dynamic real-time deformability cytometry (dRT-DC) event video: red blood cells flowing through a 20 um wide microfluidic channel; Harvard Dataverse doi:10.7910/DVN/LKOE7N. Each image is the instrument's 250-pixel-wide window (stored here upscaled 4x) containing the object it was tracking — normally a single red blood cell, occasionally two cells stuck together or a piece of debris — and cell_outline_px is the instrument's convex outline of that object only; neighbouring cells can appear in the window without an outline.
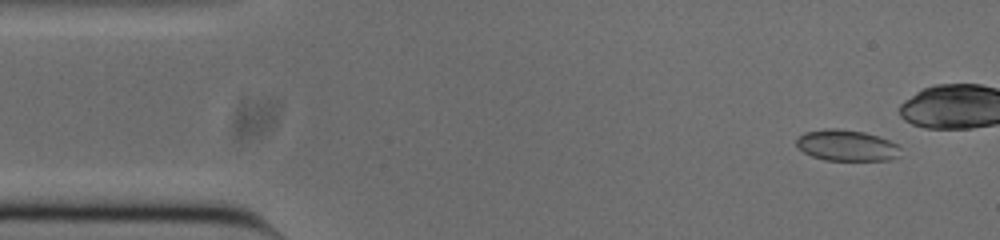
{"species": "common noctule bat (a hibernating species)", "species_latin": "Nyctalus noctula", "temperature_condition": "cold", "stored_images_in_passage": 41, "camera_frame_rate_fps": 3000, "um_per_image_px": 0.085, "animal": {"sex": "male", "body_mass_g": 20.0, "forearm_length_mm": 53.3}, "frame": {"image": 1, "passage_image": 4, "time_ms": 1.0, "image_size_px": [1000, 240], "cell_outline_px": [[900, 156], [892, 160], [824, 160], [812, 156], [796, 148], [796, 140], [804, 132], [824, 128], [836, 128], [864, 132], [880, 136], [896, 144], [900, 148]], "centroid_in_image_um": [71.96, 12.36], "position_along_channel_um": 13.0, "area_um2": 19.07}}
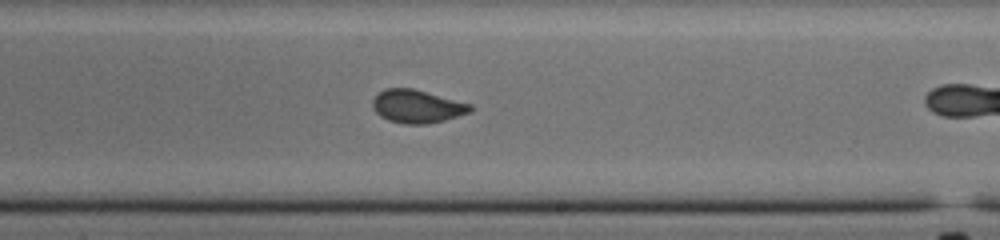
{"frame": {"image": 2, "passage_image": 30, "time_ms": 9.667, "image_size_px": [1000, 240], "cell_outline_px": [[472, 112], [444, 120], [428, 124], [404, 124], [388, 120], [380, 116], [372, 108], [372, 100], [376, 92], [384, 88], [412, 88], [472, 104]], "centroid_in_image_um": [35.42, 9.04], "position_along_channel_um": 253.6, "area_um2": 19.07}}
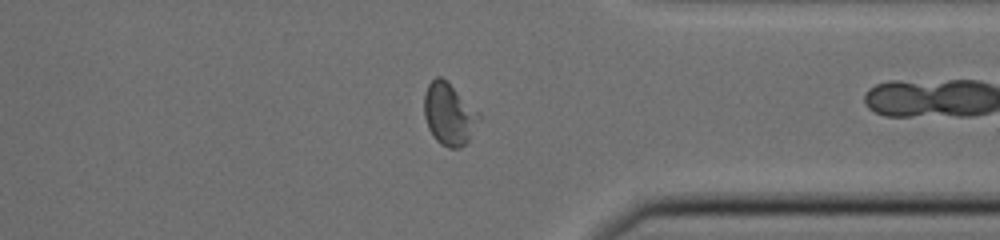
{"frame": {"image": 3, "passage_image": 40, "time_ms": 13.0, "image_size_px": [1000, 240], "cell_outline_px": [[480, 120], [468, 140], [460, 148], [448, 148], [440, 144], [436, 140], [428, 128], [424, 116], [424, 92], [428, 84], [436, 76], [440, 76], [480, 112]], "centroid_in_image_um": [38.15, 9.71], "position_along_channel_um": 373.2, "area_um2": 19.71}}